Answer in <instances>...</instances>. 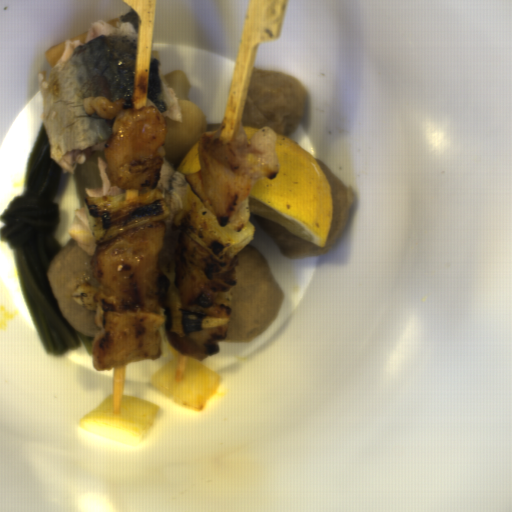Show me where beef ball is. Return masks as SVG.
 Here are the masks:
<instances>
[{
    "mask_svg": "<svg viewBox=\"0 0 512 512\" xmlns=\"http://www.w3.org/2000/svg\"><path fill=\"white\" fill-rule=\"evenodd\" d=\"M305 97L303 85L288 73L253 70L241 128H270L290 138L304 118Z\"/></svg>",
    "mask_w": 512,
    "mask_h": 512,
    "instance_id": "2",
    "label": "beef ball"
},
{
    "mask_svg": "<svg viewBox=\"0 0 512 512\" xmlns=\"http://www.w3.org/2000/svg\"><path fill=\"white\" fill-rule=\"evenodd\" d=\"M70 239L52 258L47 276L56 306L69 325L78 333L95 338L97 326L96 310H89L76 302L74 294L83 283L100 284L95 278L92 259Z\"/></svg>",
    "mask_w": 512,
    "mask_h": 512,
    "instance_id": "3",
    "label": "beef ball"
},
{
    "mask_svg": "<svg viewBox=\"0 0 512 512\" xmlns=\"http://www.w3.org/2000/svg\"><path fill=\"white\" fill-rule=\"evenodd\" d=\"M180 237L166 236L164 238L162 252L159 256V266L168 278L169 286L176 289V251Z\"/></svg>",
    "mask_w": 512,
    "mask_h": 512,
    "instance_id": "5",
    "label": "beef ball"
},
{
    "mask_svg": "<svg viewBox=\"0 0 512 512\" xmlns=\"http://www.w3.org/2000/svg\"><path fill=\"white\" fill-rule=\"evenodd\" d=\"M235 258H239V266L232 311L226 335L216 339L223 343L250 342L261 336L276 320L285 296L255 247L247 245Z\"/></svg>",
    "mask_w": 512,
    "mask_h": 512,
    "instance_id": "1",
    "label": "beef ball"
},
{
    "mask_svg": "<svg viewBox=\"0 0 512 512\" xmlns=\"http://www.w3.org/2000/svg\"><path fill=\"white\" fill-rule=\"evenodd\" d=\"M206 131L217 130L221 127L220 122H207ZM205 131V132H206Z\"/></svg>",
    "mask_w": 512,
    "mask_h": 512,
    "instance_id": "6",
    "label": "beef ball"
},
{
    "mask_svg": "<svg viewBox=\"0 0 512 512\" xmlns=\"http://www.w3.org/2000/svg\"><path fill=\"white\" fill-rule=\"evenodd\" d=\"M315 161L327 178L331 194L332 216L328 237L323 247L316 246L294 235L285 227L249 211L260 228L274 239L281 255L293 260L323 255L332 250L338 238L344 233L356 202L353 190L345 185L327 164Z\"/></svg>",
    "mask_w": 512,
    "mask_h": 512,
    "instance_id": "4",
    "label": "beef ball"
}]
</instances>
